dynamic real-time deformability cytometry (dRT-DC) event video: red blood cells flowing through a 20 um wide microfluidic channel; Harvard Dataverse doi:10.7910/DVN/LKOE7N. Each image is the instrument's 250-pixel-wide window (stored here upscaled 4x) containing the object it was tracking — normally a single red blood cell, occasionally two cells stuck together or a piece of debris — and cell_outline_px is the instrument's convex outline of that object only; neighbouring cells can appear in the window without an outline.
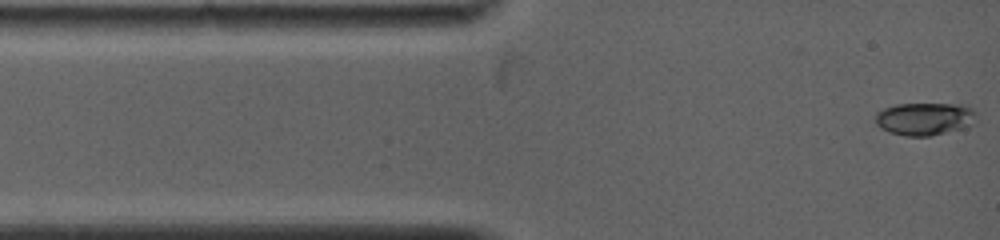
{"species": "common noctule bat (a hibernating species)", "species_latin": "Nyctalus noctula", "temperature_condition": "warm", "stored_images_in_passage": 17, "camera_frame_rate_fps": 5000, "um_per_image_px": 0.085, "animal": {"sex": "female", "body_mass_g": 19.0, "forearm_length_mm": 53.3}, "frame": {"image": 1, "passage_image": 1, "time_ms": 0.0, "image_size_px": [1000, 240], "cell_outline_px": [[976, 116], [972, 124], [964, 128], [932, 136], [904, 136], [888, 132], [880, 128], [876, 124], [876, 112], [884, 108], [896, 104], [964, 104], [972, 108], [976, 112]], "centroid_in_image_um": [78.59, 10.1], "position_along_channel_um": 6.4, "area_um2": 19.48}}
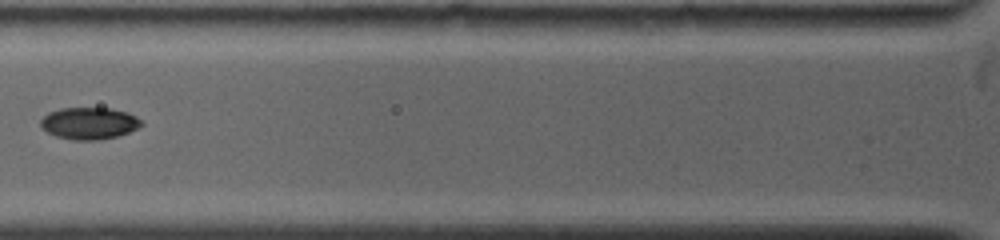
{"frame": {"image": 2, "passage_image": 12, "time_ms": 4.0, "image_size_px": [1000, 240], "cell_outline_px": [[144, 124], [120, 136], [100, 140], [72, 140], [56, 136], [40, 128], [40, 120], [48, 112], [60, 108], [112, 108], [128, 112], [144, 120]], "centroid_in_image_um": [7.6, 10.48], "position_along_channel_um": 118.2, "area_um2": 19.07}}
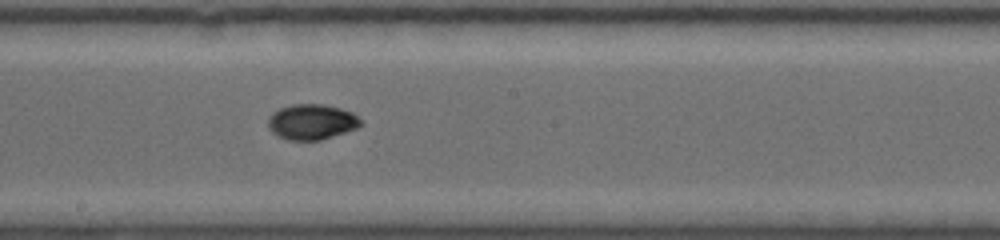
{"frame": {"image": 3, "passage_image": 17, "time_ms": 6.6, "image_size_px": [1000, 240], "cell_outline_px": [[364, 124], [356, 128], [320, 140], [288, 140], [276, 136], [268, 128], [268, 116], [272, 112], [280, 108], [292, 104], [324, 104], [340, 108], [352, 112], [364, 120]], "centroid_in_image_um": [26.49, 10.35], "position_along_channel_um": 221.7, "area_um2": 19.36}}